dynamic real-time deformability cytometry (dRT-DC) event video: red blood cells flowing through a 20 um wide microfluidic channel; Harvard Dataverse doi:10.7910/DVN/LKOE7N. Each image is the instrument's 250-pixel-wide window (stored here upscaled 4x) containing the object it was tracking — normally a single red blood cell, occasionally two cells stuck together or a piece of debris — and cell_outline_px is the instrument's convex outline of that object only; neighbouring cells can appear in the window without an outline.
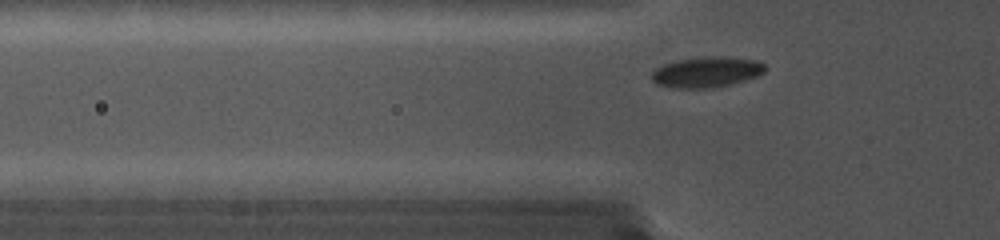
{"species": "common noctule bat (a hibernating species)", "species_latin": "Nyctalus noctula", "temperature_condition": "cold", "stored_images_in_passage": 44, "camera_frame_rate_fps": 5000, "um_per_image_px": 0.085, "animal": {"sex": "female", "body_mass_g": 19.0, "forearm_length_mm": 56.7}, "frame": {"image": 1, "passage_image": 7, "time_ms": 1.2, "image_size_px": [1000, 240], "cell_outline_px": [[768, 68], [764, 72], [756, 76], [744, 80], [712, 88], [676, 88], [656, 84], [652, 80], [652, 72], [656, 68], [664, 64], [676, 60], [708, 56], [724, 56], [756, 60], [764, 64]], "centroid_in_image_um": [60.06, 6.11], "position_along_channel_um": 65.7, "area_um2": 20.17}}
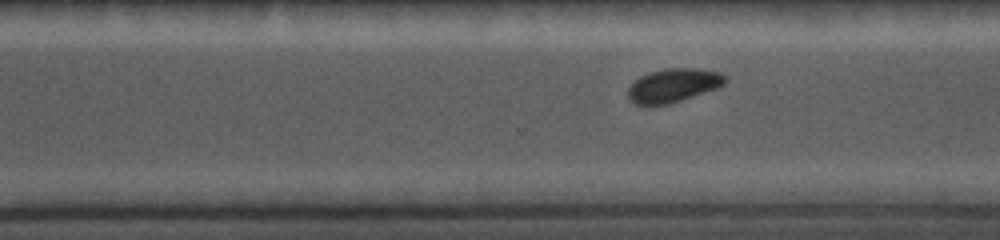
{"frame": {"image": 2, "passage_image": 31, "time_ms": 6.0, "image_size_px": [1000, 240], "cell_outline_px": [[728, 80], [720, 88], [668, 104], [648, 108], [636, 104], [628, 100], [628, 88], [640, 76], [648, 72], [664, 68], [696, 68], [720, 72]], "centroid_in_image_um": [57.21, 7.28], "position_along_channel_um": 313.4, "area_um2": 19.59}}
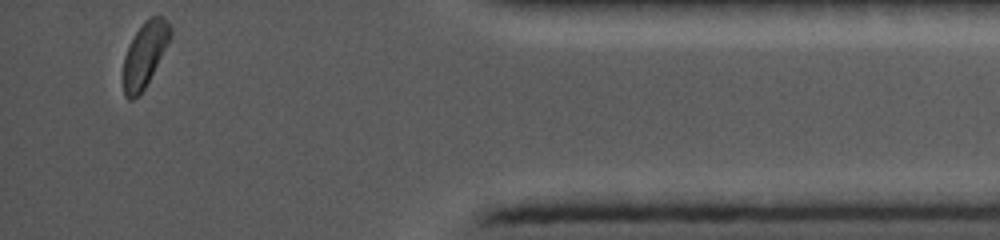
{"frame": {"image": 3, "passage_image": 44, "time_ms": 8.6, "image_size_px": [1000, 240], "cell_outline_px": [[172, 36], [144, 88], [132, 100], [128, 100], [124, 96], [124, 56], [128, 44], [144, 20], [152, 16], [160, 16], [168, 20], [172, 28]], "centroid_in_image_um": [12.31, 4.57], "position_along_channel_um": 422.9, "area_um2": 17.57}}